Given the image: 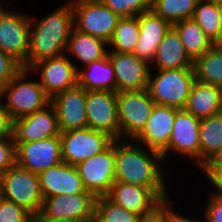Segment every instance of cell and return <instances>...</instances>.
I'll list each match as a JSON object with an SVG mask.
<instances>
[{
    "instance_id": "cell-31",
    "label": "cell",
    "mask_w": 222,
    "mask_h": 222,
    "mask_svg": "<svg viewBox=\"0 0 222 222\" xmlns=\"http://www.w3.org/2000/svg\"><path fill=\"white\" fill-rule=\"evenodd\" d=\"M199 0H151L150 9L171 25L194 15Z\"/></svg>"
},
{
    "instance_id": "cell-33",
    "label": "cell",
    "mask_w": 222,
    "mask_h": 222,
    "mask_svg": "<svg viewBox=\"0 0 222 222\" xmlns=\"http://www.w3.org/2000/svg\"><path fill=\"white\" fill-rule=\"evenodd\" d=\"M214 44H219L218 4L199 0L192 17Z\"/></svg>"
},
{
    "instance_id": "cell-5",
    "label": "cell",
    "mask_w": 222,
    "mask_h": 222,
    "mask_svg": "<svg viewBox=\"0 0 222 222\" xmlns=\"http://www.w3.org/2000/svg\"><path fill=\"white\" fill-rule=\"evenodd\" d=\"M0 197L25 208L31 214L41 211L44 198L38 174L15 163L0 176Z\"/></svg>"
},
{
    "instance_id": "cell-37",
    "label": "cell",
    "mask_w": 222,
    "mask_h": 222,
    "mask_svg": "<svg viewBox=\"0 0 222 222\" xmlns=\"http://www.w3.org/2000/svg\"><path fill=\"white\" fill-rule=\"evenodd\" d=\"M16 163L13 137L0 138V176Z\"/></svg>"
},
{
    "instance_id": "cell-22",
    "label": "cell",
    "mask_w": 222,
    "mask_h": 222,
    "mask_svg": "<svg viewBox=\"0 0 222 222\" xmlns=\"http://www.w3.org/2000/svg\"><path fill=\"white\" fill-rule=\"evenodd\" d=\"M115 204L140 216L149 213L162 200L149 188L115 181L106 195Z\"/></svg>"
},
{
    "instance_id": "cell-3",
    "label": "cell",
    "mask_w": 222,
    "mask_h": 222,
    "mask_svg": "<svg viewBox=\"0 0 222 222\" xmlns=\"http://www.w3.org/2000/svg\"><path fill=\"white\" fill-rule=\"evenodd\" d=\"M32 76L30 68H22L0 92L13 120L33 114L51 103L38 78L34 80Z\"/></svg>"
},
{
    "instance_id": "cell-46",
    "label": "cell",
    "mask_w": 222,
    "mask_h": 222,
    "mask_svg": "<svg viewBox=\"0 0 222 222\" xmlns=\"http://www.w3.org/2000/svg\"><path fill=\"white\" fill-rule=\"evenodd\" d=\"M219 44H222V3H218Z\"/></svg>"
},
{
    "instance_id": "cell-4",
    "label": "cell",
    "mask_w": 222,
    "mask_h": 222,
    "mask_svg": "<svg viewBox=\"0 0 222 222\" xmlns=\"http://www.w3.org/2000/svg\"><path fill=\"white\" fill-rule=\"evenodd\" d=\"M194 81L193 68L151 69L147 91L157 105L184 109Z\"/></svg>"
},
{
    "instance_id": "cell-47",
    "label": "cell",
    "mask_w": 222,
    "mask_h": 222,
    "mask_svg": "<svg viewBox=\"0 0 222 222\" xmlns=\"http://www.w3.org/2000/svg\"><path fill=\"white\" fill-rule=\"evenodd\" d=\"M218 114L222 117V92L220 95L219 111Z\"/></svg>"
},
{
    "instance_id": "cell-35",
    "label": "cell",
    "mask_w": 222,
    "mask_h": 222,
    "mask_svg": "<svg viewBox=\"0 0 222 222\" xmlns=\"http://www.w3.org/2000/svg\"><path fill=\"white\" fill-rule=\"evenodd\" d=\"M0 222H31V213L0 197Z\"/></svg>"
},
{
    "instance_id": "cell-2",
    "label": "cell",
    "mask_w": 222,
    "mask_h": 222,
    "mask_svg": "<svg viewBox=\"0 0 222 222\" xmlns=\"http://www.w3.org/2000/svg\"><path fill=\"white\" fill-rule=\"evenodd\" d=\"M58 6L42 17L30 16L27 68L40 60L66 54L74 28L73 7L67 2Z\"/></svg>"
},
{
    "instance_id": "cell-40",
    "label": "cell",
    "mask_w": 222,
    "mask_h": 222,
    "mask_svg": "<svg viewBox=\"0 0 222 222\" xmlns=\"http://www.w3.org/2000/svg\"><path fill=\"white\" fill-rule=\"evenodd\" d=\"M175 201L176 200H173L171 197L166 199V222H204L201 214L198 219V218H196V215H195V217H193V216L191 217L190 212L187 216L186 214H184L180 211L179 212L175 211V210H177L175 208V206H176L175 204H177V203H173Z\"/></svg>"
},
{
    "instance_id": "cell-29",
    "label": "cell",
    "mask_w": 222,
    "mask_h": 222,
    "mask_svg": "<svg viewBox=\"0 0 222 222\" xmlns=\"http://www.w3.org/2000/svg\"><path fill=\"white\" fill-rule=\"evenodd\" d=\"M200 167L222 148V117L219 114L200 121Z\"/></svg>"
},
{
    "instance_id": "cell-27",
    "label": "cell",
    "mask_w": 222,
    "mask_h": 222,
    "mask_svg": "<svg viewBox=\"0 0 222 222\" xmlns=\"http://www.w3.org/2000/svg\"><path fill=\"white\" fill-rule=\"evenodd\" d=\"M172 27L179 34L186 52L193 61L214 45L193 18L180 20Z\"/></svg>"
},
{
    "instance_id": "cell-7",
    "label": "cell",
    "mask_w": 222,
    "mask_h": 222,
    "mask_svg": "<svg viewBox=\"0 0 222 222\" xmlns=\"http://www.w3.org/2000/svg\"><path fill=\"white\" fill-rule=\"evenodd\" d=\"M155 102L147 89L117 92L120 139H135L145 128Z\"/></svg>"
},
{
    "instance_id": "cell-26",
    "label": "cell",
    "mask_w": 222,
    "mask_h": 222,
    "mask_svg": "<svg viewBox=\"0 0 222 222\" xmlns=\"http://www.w3.org/2000/svg\"><path fill=\"white\" fill-rule=\"evenodd\" d=\"M222 89L217 86L194 81L185 110L199 119L218 114Z\"/></svg>"
},
{
    "instance_id": "cell-49",
    "label": "cell",
    "mask_w": 222,
    "mask_h": 222,
    "mask_svg": "<svg viewBox=\"0 0 222 222\" xmlns=\"http://www.w3.org/2000/svg\"><path fill=\"white\" fill-rule=\"evenodd\" d=\"M207 1H211V2H214V3H222V0H207Z\"/></svg>"
},
{
    "instance_id": "cell-24",
    "label": "cell",
    "mask_w": 222,
    "mask_h": 222,
    "mask_svg": "<svg viewBox=\"0 0 222 222\" xmlns=\"http://www.w3.org/2000/svg\"><path fill=\"white\" fill-rule=\"evenodd\" d=\"M151 69L193 68V60L186 52L177 31L171 27L158 45Z\"/></svg>"
},
{
    "instance_id": "cell-36",
    "label": "cell",
    "mask_w": 222,
    "mask_h": 222,
    "mask_svg": "<svg viewBox=\"0 0 222 222\" xmlns=\"http://www.w3.org/2000/svg\"><path fill=\"white\" fill-rule=\"evenodd\" d=\"M22 68L11 55L0 51V92Z\"/></svg>"
},
{
    "instance_id": "cell-15",
    "label": "cell",
    "mask_w": 222,
    "mask_h": 222,
    "mask_svg": "<svg viewBox=\"0 0 222 222\" xmlns=\"http://www.w3.org/2000/svg\"><path fill=\"white\" fill-rule=\"evenodd\" d=\"M86 102L87 90L78 84L51 98L61 132L88 127Z\"/></svg>"
},
{
    "instance_id": "cell-21",
    "label": "cell",
    "mask_w": 222,
    "mask_h": 222,
    "mask_svg": "<svg viewBox=\"0 0 222 222\" xmlns=\"http://www.w3.org/2000/svg\"><path fill=\"white\" fill-rule=\"evenodd\" d=\"M138 24L140 36L133 54L151 64L158 45L172 25L155 14L151 9L138 15Z\"/></svg>"
},
{
    "instance_id": "cell-20",
    "label": "cell",
    "mask_w": 222,
    "mask_h": 222,
    "mask_svg": "<svg viewBox=\"0 0 222 222\" xmlns=\"http://www.w3.org/2000/svg\"><path fill=\"white\" fill-rule=\"evenodd\" d=\"M43 198L62 194L91 193L83 185L75 166L60 163L38 174Z\"/></svg>"
},
{
    "instance_id": "cell-16",
    "label": "cell",
    "mask_w": 222,
    "mask_h": 222,
    "mask_svg": "<svg viewBox=\"0 0 222 222\" xmlns=\"http://www.w3.org/2000/svg\"><path fill=\"white\" fill-rule=\"evenodd\" d=\"M114 66L116 92L147 89L151 65L133 53L108 51Z\"/></svg>"
},
{
    "instance_id": "cell-8",
    "label": "cell",
    "mask_w": 222,
    "mask_h": 222,
    "mask_svg": "<svg viewBox=\"0 0 222 222\" xmlns=\"http://www.w3.org/2000/svg\"><path fill=\"white\" fill-rule=\"evenodd\" d=\"M74 28L109 43L120 17L101 0H80L72 3Z\"/></svg>"
},
{
    "instance_id": "cell-17",
    "label": "cell",
    "mask_w": 222,
    "mask_h": 222,
    "mask_svg": "<svg viewBox=\"0 0 222 222\" xmlns=\"http://www.w3.org/2000/svg\"><path fill=\"white\" fill-rule=\"evenodd\" d=\"M96 198L93 193L50 196L43 200L41 211L54 219L71 218L93 222Z\"/></svg>"
},
{
    "instance_id": "cell-10",
    "label": "cell",
    "mask_w": 222,
    "mask_h": 222,
    "mask_svg": "<svg viewBox=\"0 0 222 222\" xmlns=\"http://www.w3.org/2000/svg\"><path fill=\"white\" fill-rule=\"evenodd\" d=\"M75 167L87 191L96 197L106 196L115 182V139L105 150Z\"/></svg>"
},
{
    "instance_id": "cell-11",
    "label": "cell",
    "mask_w": 222,
    "mask_h": 222,
    "mask_svg": "<svg viewBox=\"0 0 222 222\" xmlns=\"http://www.w3.org/2000/svg\"><path fill=\"white\" fill-rule=\"evenodd\" d=\"M12 7L0 18V51L27 68L30 15Z\"/></svg>"
},
{
    "instance_id": "cell-43",
    "label": "cell",
    "mask_w": 222,
    "mask_h": 222,
    "mask_svg": "<svg viewBox=\"0 0 222 222\" xmlns=\"http://www.w3.org/2000/svg\"><path fill=\"white\" fill-rule=\"evenodd\" d=\"M31 222H85L83 220L71 219V218H59L54 219L46 216L42 211L31 214Z\"/></svg>"
},
{
    "instance_id": "cell-1",
    "label": "cell",
    "mask_w": 222,
    "mask_h": 222,
    "mask_svg": "<svg viewBox=\"0 0 222 222\" xmlns=\"http://www.w3.org/2000/svg\"><path fill=\"white\" fill-rule=\"evenodd\" d=\"M163 162L160 152L133 139H115V181L149 188L162 201L173 196L167 179L170 176H166L172 166Z\"/></svg>"
},
{
    "instance_id": "cell-25",
    "label": "cell",
    "mask_w": 222,
    "mask_h": 222,
    "mask_svg": "<svg viewBox=\"0 0 222 222\" xmlns=\"http://www.w3.org/2000/svg\"><path fill=\"white\" fill-rule=\"evenodd\" d=\"M78 85L87 91L116 92L114 66L108 54L97 61H93L78 69Z\"/></svg>"
},
{
    "instance_id": "cell-38",
    "label": "cell",
    "mask_w": 222,
    "mask_h": 222,
    "mask_svg": "<svg viewBox=\"0 0 222 222\" xmlns=\"http://www.w3.org/2000/svg\"><path fill=\"white\" fill-rule=\"evenodd\" d=\"M206 203L203 205V221L204 222H222V198L215 195H207ZM204 207V208H203Z\"/></svg>"
},
{
    "instance_id": "cell-30",
    "label": "cell",
    "mask_w": 222,
    "mask_h": 222,
    "mask_svg": "<svg viewBox=\"0 0 222 222\" xmlns=\"http://www.w3.org/2000/svg\"><path fill=\"white\" fill-rule=\"evenodd\" d=\"M139 36L138 16L120 18L108 43V51L133 53Z\"/></svg>"
},
{
    "instance_id": "cell-39",
    "label": "cell",
    "mask_w": 222,
    "mask_h": 222,
    "mask_svg": "<svg viewBox=\"0 0 222 222\" xmlns=\"http://www.w3.org/2000/svg\"><path fill=\"white\" fill-rule=\"evenodd\" d=\"M198 171L202 172V176L204 175V179L207 180L205 182H209L208 186L212 187L208 195L222 198V167H200Z\"/></svg>"
},
{
    "instance_id": "cell-34",
    "label": "cell",
    "mask_w": 222,
    "mask_h": 222,
    "mask_svg": "<svg viewBox=\"0 0 222 222\" xmlns=\"http://www.w3.org/2000/svg\"><path fill=\"white\" fill-rule=\"evenodd\" d=\"M120 18L138 16L150 10L151 0H101Z\"/></svg>"
},
{
    "instance_id": "cell-44",
    "label": "cell",
    "mask_w": 222,
    "mask_h": 222,
    "mask_svg": "<svg viewBox=\"0 0 222 222\" xmlns=\"http://www.w3.org/2000/svg\"><path fill=\"white\" fill-rule=\"evenodd\" d=\"M201 167H222V148Z\"/></svg>"
},
{
    "instance_id": "cell-13",
    "label": "cell",
    "mask_w": 222,
    "mask_h": 222,
    "mask_svg": "<svg viewBox=\"0 0 222 222\" xmlns=\"http://www.w3.org/2000/svg\"><path fill=\"white\" fill-rule=\"evenodd\" d=\"M16 164L39 174L62 163L60 135L38 141L14 142Z\"/></svg>"
},
{
    "instance_id": "cell-32",
    "label": "cell",
    "mask_w": 222,
    "mask_h": 222,
    "mask_svg": "<svg viewBox=\"0 0 222 222\" xmlns=\"http://www.w3.org/2000/svg\"><path fill=\"white\" fill-rule=\"evenodd\" d=\"M140 215L115 204L107 196H98L93 222H139Z\"/></svg>"
},
{
    "instance_id": "cell-9",
    "label": "cell",
    "mask_w": 222,
    "mask_h": 222,
    "mask_svg": "<svg viewBox=\"0 0 222 222\" xmlns=\"http://www.w3.org/2000/svg\"><path fill=\"white\" fill-rule=\"evenodd\" d=\"M60 140L62 161L76 166L105 150L114 138L106 132L87 127L61 132Z\"/></svg>"
},
{
    "instance_id": "cell-41",
    "label": "cell",
    "mask_w": 222,
    "mask_h": 222,
    "mask_svg": "<svg viewBox=\"0 0 222 222\" xmlns=\"http://www.w3.org/2000/svg\"><path fill=\"white\" fill-rule=\"evenodd\" d=\"M13 137V119L0 98V138Z\"/></svg>"
},
{
    "instance_id": "cell-18",
    "label": "cell",
    "mask_w": 222,
    "mask_h": 222,
    "mask_svg": "<svg viewBox=\"0 0 222 222\" xmlns=\"http://www.w3.org/2000/svg\"><path fill=\"white\" fill-rule=\"evenodd\" d=\"M60 134L56 111L51 103L33 114L13 120L14 142L45 140Z\"/></svg>"
},
{
    "instance_id": "cell-48",
    "label": "cell",
    "mask_w": 222,
    "mask_h": 222,
    "mask_svg": "<svg viewBox=\"0 0 222 222\" xmlns=\"http://www.w3.org/2000/svg\"><path fill=\"white\" fill-rule=\"evenodd\" d=\"M77 1H80V0H65L64 2H67V3H74V2H77Z\"/></svg>"
},
{
    "instance_id": "cell-19",
    "label": "cell",
    "mask_w": 222,
    "mask_h": 222,
    "mask_svg": "<svg viewBox=\"0 0 222 222\" xmlns=\"http://www.w3.org/2000/svg\"><path fill=\"white\" fill-rule=\"evenodd\" d=\"M178 110L155 104L145 128L134 140L148 149L162 153L168 147Z\"/></svg>"
},
{
    "instance_id": "cell-45",
    "label": "cell",
    "mask_w": 222,
    "mask_h": 222,
    "mask_svg": "<svg viewBox=\"0 0 222 222\" xmlns=\"http://www.w3.org/2000/svg\"><path fill=\"white\" fill-rule=\"evenodd\" d=\"M7 3V4H6ZM9 6V7H8ZM13 6V4H10L8 0H0V18L9 11Z\"/></svg>"
},
{
    "instance_id": "cell-6",
    "label": "cell",
    "mask_w": 222,
    "mask_h": 222,
    "mask_svg": "<svg viewBox=\"0 0 222 222\" xmlns=\"http://www.w3.org/2000/svg\"><path fill=\"white\" fill-rule=\"evenodd\" d=\"M200 121L201 119L185 109L177 111L168 147L161 153L164 163H169L168 158L170 157H174V160L182 157L181 160L185 159L187 163L191 162L188 165L193 164L197 170L200 168ZM175 157L177 158L175 159Z\"/></svg>"
},
{
    "instance_id": "cell-28",
    "label": "cell",
    "mask_w": 222,
    "mask_h": 222,
    "mask_svg": "<svg viewBox=\"0 0 222 222\" xmlns=\"http://www.w3.org/2000/svg\"><path fill=\"white\" fill-rule=\"evenodd\" d=\"M195 80L222 89V44H214L193 61Z\"/></svg>"
},
{
    "instance_id": "cell-12",
    "label": "cell",
    "mask_w": 222,
    "mask_h": 222,
    "mask_svg": "<svg viewBox=\"0 0 222 222\" xmlns=\"http://www.w3.org/2000/svg\"><path fill=\"white\" fill-rule=\"evenodd\" d=\"M30 69L50 98L78 84V70L67 54L40 60Z\"/></svg>"
},
{
    "instance_id": "cell-23",
    "label": "cell",
    "mask_w": 222,
    "mask_h": 222,
    "mask_svg": "<svg viewBox=\"0 0 222 222\" xmlns=\"http://www.w3.org/2000/svg\"><path fill=\"white\" fill-rule=\"evenodd\" d=\"M66 54L71 61L74 60L72 62L78 70L93 61L104 58L108 54V43L73 28Z\"/></svg>"
},
{
    "instance_id": "cell-42",
    "label": "cell",
    "mask_w": 222,
    "mask_h": 222,
    "mask_svg": "<svg viewBox=\"0 0 222 222\" xmlns=\"http://www.w3.org/2000/svg\"><path fill=\"white\" fill-rule=\"evenodd\" d=\"M139 222H166V200H163L149 213L140 216Z\"/></svg>"
},
{
    "instance_id": "cell-14",
    "label": "cell",
    "mask_w": 222,
    "mask_h": 222,
    "mask_svg": "<svg viewBox=\"0 0 222 222\" xmlns=\"http://www.w3.org/2000/svg\"><path fill=\"white\" fill-rule=\"evenodd\" d=\"M86 113L88 128L106 132L114 139H120L117 92L87 91Z\"/></svg>"
}]
</instances>
